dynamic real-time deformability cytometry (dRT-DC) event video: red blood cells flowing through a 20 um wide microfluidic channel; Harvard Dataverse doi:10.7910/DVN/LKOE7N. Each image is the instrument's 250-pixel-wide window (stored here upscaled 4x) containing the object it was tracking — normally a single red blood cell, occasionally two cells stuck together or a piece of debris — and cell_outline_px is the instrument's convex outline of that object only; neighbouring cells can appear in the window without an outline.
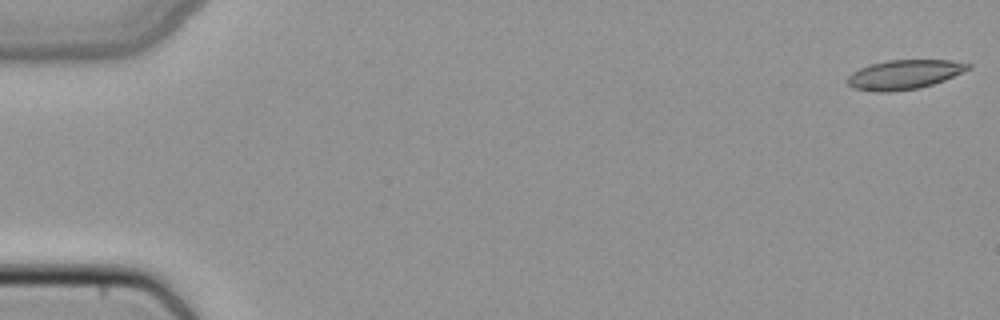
{"species": "common noctule bat (a hibernating species)", "species_latin": "Nyctalus noctula", "temperature_condition": "cold", "stored_images_in_passage": 49, "camera_frame_rate_fps": 3000, "um_per_image_px": 0.085, "animal": {"sex": "female", "body_mass_g": 22.7, "forearm_length_mm": 54.2}, "frame": {"image": 1, "passage_image": 1, "time_ms": 0.0, "image_size_px": [1000, 320], "cell_outline_px": [[972, 68], [944, 80], [920, 88], [892, 92], [876, 92], [852, 88], [848, 84], [848, 76], [852, 72], [860, 68], [872, 64], [888, 60], [948, 60], [972, 64]], "centroid_in_image_um": [76.86, 6.34], "position_along_channel_um": 8.1, "area_um2": 20.63}}
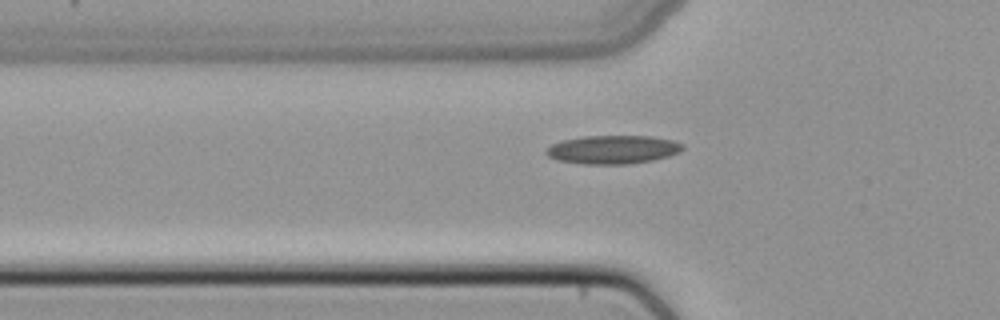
{"frame": {"image": 2, "passage_image": 17, "time_ms": 5.333, "image_size_px": [1000, 320], "cell_outline_px": [[684, 148], [680, 152], [668, 156], [652, 160], [628, 164], [580, 164], [556, 160], [548, 156], [544, 152], [552, 144], [560, 140], [584, 136], [652, 136], [672, 140], [684, 144]], "centroid_in_image_um": [52.08, 12.71], "position_along_channel_um": 73.7, "area_um2": 22.83}}
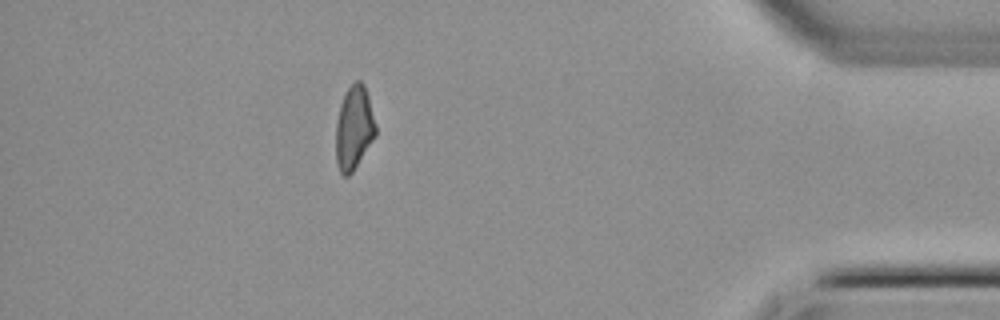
{"frame": {"image": 3, "passage_image": 44, "time_ms": 14.333, "image_size_px": [1000, 320], "cell_outline_px": [[376, 136], [352, 172], [348, 176], [344, 176], [340, 172], [336, 164], [336, 124], [340, 104], [348, 88], [356, 80], [360, 80], [364, 84], [368, 96], [376, 124]], "centroid_in_image_um": [30.09, 10.88], "position_along_channel_um": 405.1, "area_um2": 19.36}}